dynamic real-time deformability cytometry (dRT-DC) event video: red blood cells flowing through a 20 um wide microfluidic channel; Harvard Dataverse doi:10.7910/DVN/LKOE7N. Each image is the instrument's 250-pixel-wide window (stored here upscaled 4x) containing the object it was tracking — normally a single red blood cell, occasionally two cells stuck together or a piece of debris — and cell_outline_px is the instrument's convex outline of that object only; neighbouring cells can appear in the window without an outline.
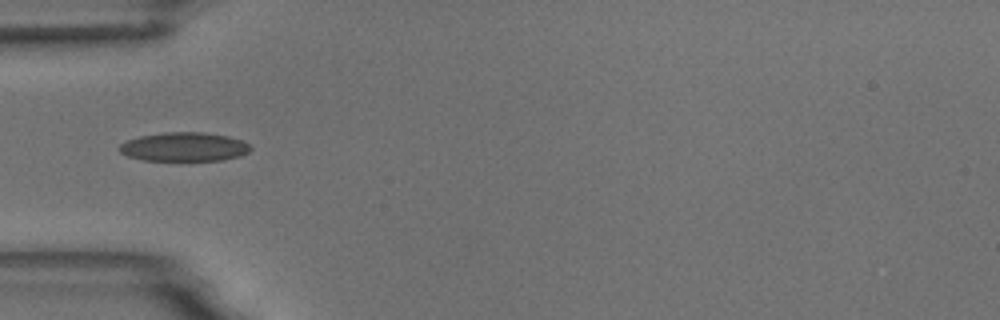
{"species": "common noctule bat (a hibernating species)", "species_latin": "Nyctalus noctula", "temperature_condition": "room temperature", "stored_images_in_passage": 1, "camera_frame_rate_fps": 3000, "um_per_image_px": 0.085, "animal": {"sex": "male", "body_mass_g": 18.8}, "frame": {"image": 1, "passage_image": 1, "time_ms": 0.0, "image_size_px": [1000, 320], "cell_outline_px": [[252, 148], [248, 152], [240, 156], [220, 160], [144, 160], [128, 156], [120, 152], [120, 144], [128, 140], [140, 136], [164, 132], [204, 132], [228, 136], [240, 140], [248, 144]], "centroid_in_image_um": [15.66, 12.47], "position_along_channel_um": 69.3, "area_um2": 21.91}}